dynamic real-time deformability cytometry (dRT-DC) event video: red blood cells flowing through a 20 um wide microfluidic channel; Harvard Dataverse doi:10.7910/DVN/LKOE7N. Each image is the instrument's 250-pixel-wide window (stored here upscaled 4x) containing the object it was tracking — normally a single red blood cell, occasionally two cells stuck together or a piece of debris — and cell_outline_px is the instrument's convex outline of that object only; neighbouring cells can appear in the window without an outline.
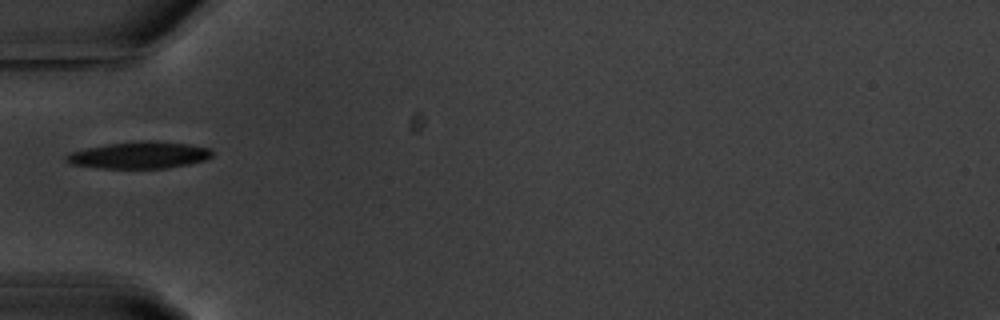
{"species": "common noctule bat (a hibernating species)", "species_latin": "Nyctalus noctula", "temperature_condition": "warm", "stored_images_in_passage": 5, "camera_frame_rate_fps": 3000, "um_per_image_px": 0.085, "animal": {"sex": "male", "body_mass_g": 20.1, "forearm_length_mm": 53.5}, "frame": {"image": 1, "passage_image": 1, "time_ms": 0.0, "image_size_px": [1000, 320], "cell_outline_px": [[212, 156], [204, 160], [188, 164], [168, 168], [100, 168], [72, 164], [64, 160], [72, 152], [88, 148], [108, 144], [144, 140], [156, 140], [188, 144], [212, 148]], "centroid_in_image_um": [11.91, 13.18], "position_along_channel_um": 73.1, "area_um2": 22.66}}
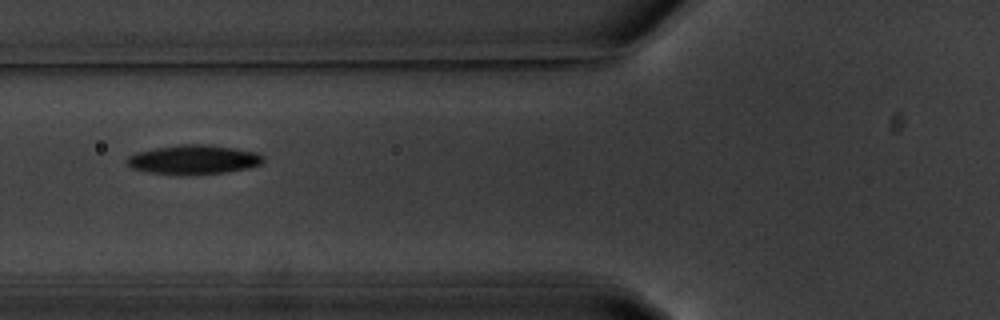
{"frame": {"image": 2, "passage_image": 2, "time_ms": 1.0, "image_size_px": [1000, 320], "cell_outline_px": [[264, 160], [260, 164], [248, 168], [224, 172], [148, 172], [132, 168], [124, 164], [124, 160], [128, 156], [136, 152], [156, 148], [180, 144], [208, 144], [236, 148], [260, 152], [264, 156]], "centroid_in_image_um": [16.47, 13.51], "position_along_channel_um": 109.3, "area_um2": 22.66}}
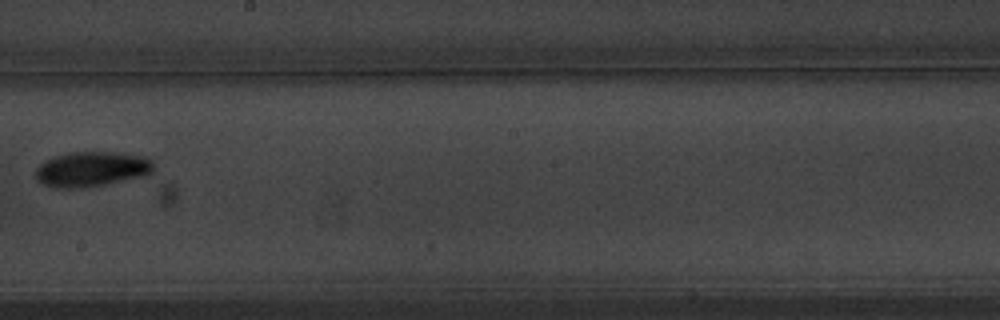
{"frame": {"image": 3, "passage_image": 5, "time_ms": 4.667, "image_size_px": [1000, 320], "cell_outline_px": [[156, 168], [148, 176], [84, 188], [56, 188], [44, 184], [36, 180], [36, 168], [44, 160], [68, 152], [116, 152], [148, 156], [152, 160]], "centroid_in_image_um": [7.86, 14.37], "position_along_channel_um": 240.3, "area_um2": 24.62}}